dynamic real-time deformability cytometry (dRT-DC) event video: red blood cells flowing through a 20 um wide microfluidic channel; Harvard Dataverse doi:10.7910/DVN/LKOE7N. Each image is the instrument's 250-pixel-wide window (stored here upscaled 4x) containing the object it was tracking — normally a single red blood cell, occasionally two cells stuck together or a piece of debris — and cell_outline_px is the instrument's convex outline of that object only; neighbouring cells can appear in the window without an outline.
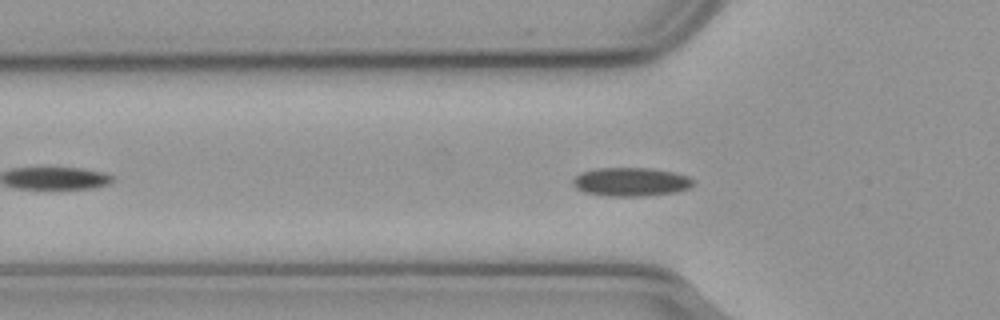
{"species": "common noctule bat (a hibernating species)", "species_latin": "Nyctalus noctula", "temperature_condition": "cold", "stored_images_in_passage": 42, "camera_frame_rate_fps": 3000, "um_per_image_px": 0.085, "animal": {"sex": "male", "body_mass_g": 23.1, "forearm_length_mm": 52.7}, "frame": {"image": 1, "passage_image": 10, "time_ms": 3.0, "image_size_px": [1000, 320], "cell_outline_px": [[696, 184], [688, 188], [676, 192], [640, 196], [608, 196], [584, 192], [576, 188], [572, 184], [572, 180], [580, 172], [596, 168], [652, 168], [672, 172], [688, 176], [696, 180]], "centroid_in_image_um": [53.64, 15.45], "position_along_channel_um": 72.2, "area_um2": 20.23}}
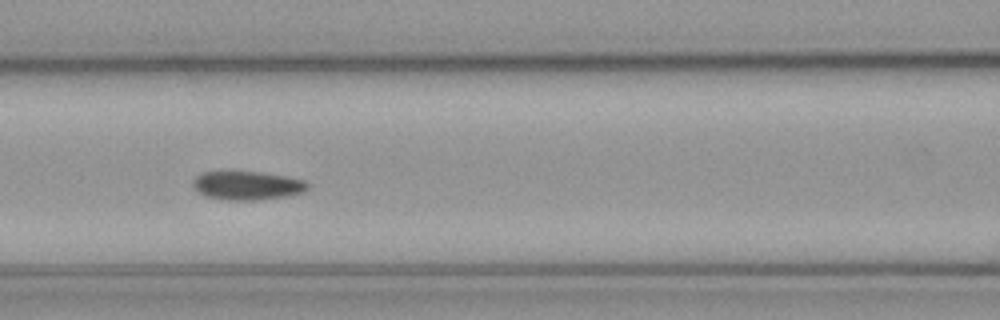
{"frame": {"image": 2, "passage_image": 16, "time_ms": 5.0, "image_size_px": [1000, 320], "cell_outline_px": [[308, 188], [304, 192], [284, 196], [256, 200], [228, 200], [204, 196], [192, 184], [192, 180], [196, 176], [204, 172], [260, 172], [284, 176], [304, 180], [308, 184]], "centroid_in_image_um": [21.0, 15.77], "position_along_channel_um": 145.6, "area_um2": 18.9}}
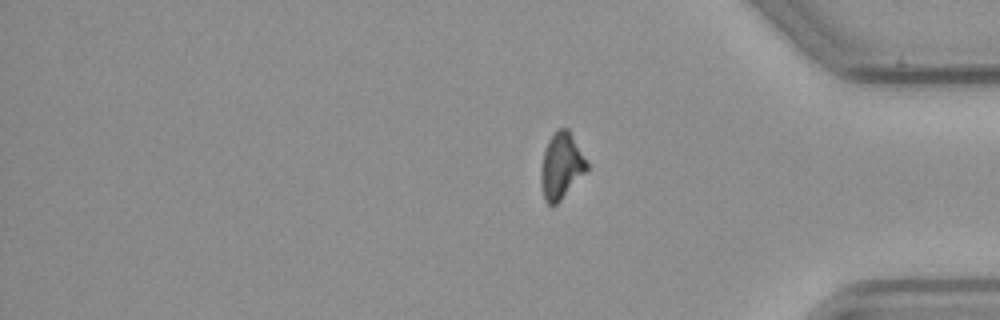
{"frame": {"image": 3, "passage_image": 42, "time_ms": 13.667, "image_size_px": [1000, 320], "cell_outline_px": [[588, 168], [560, 200], [556, 204], [548, 204], [544, 200], [540, 184], [540, 168], [544, 152], [548, 140], [556, 128], [568, 128], [588, 164]], "centroid_in_image_um": [47.66, 14.08], "position_along_channel_um": 387.5, "area_um2": 17.46}}